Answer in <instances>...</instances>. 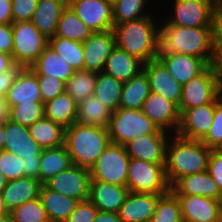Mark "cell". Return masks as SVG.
I'll list each match as a JSON object with an SVG mask.
<instances>
[{
  "label": "cell",
  "instance_id": "obj_1",
  "mask_svg": "<svg viewBox=\"0 0 222 222\" xmlns=\"http://www.w3.org/2000/svg\"><path fill=\"white\" fill-rule=\"evenodd\" d=\"M173 136L166 146L165 175L170 187L183 176L206 172L212 151L199 140Z\"/></svg>",
  "mask_w": 222,
  "mask_h": 222
},
{
  "label": "cell",
  "instance_id": "obj_2",
  "mask_svg": "<svg viewBox=\"0 0 222 222\" xmlns=\"http://www.w3.org/2000/svg\"><path fill=\"white\" fill-rule=\"evenodd\" d=\"M152 16L113 26L116 46L143 63L157 58L159 53V28Z\"/></svg>",
  "mask_w": 222,
  "mask_h": 222
},
{
  "label": "cell",
  "instance_id": "obj_3",
  "mask_svg": "<svg viewBox=\"0 0 222 222\" xmlns=\"http://www.w3.org/2000/svg\"><path fill=\"white\" fill-rule=\"evenodd\" d=\"M159 27V53H182L211 63V27H184L164 21Z\"/></svg>",
  "mask_w": 222,
  "mask_h": 222
},
{
  "label": "cell",
  "instance_id": "obj_4",
  "mask_svg": "<svg viewBox=\"0 0 222 222\" xmlns=\"http://www.w3.org/2000/svg\"><path fill=\"white\" fill-rule=\"evenodd\" d=\"M108 128L75 122L65 128L64 145L74 165L90 167L110 144Z\"/></svg>",
  "mask_w": 222,
  "mask_h": 222
},
{
  "label": "cell",
  "instance_id": "obj_5",
  "mask_svg": "<svg viewBox=\"0 0 222 222\" xmlns=\"http://www.w3.org/2000/svg\"><path fill=\"white\" fill-rule=\"evenodd\" d=\"M108 132L112 143L123 146L141 135L170 134L161 130L141 109L120 107L112 112Z\"/></svg>",
  "mask_w": 222,
  "mask_h": 222
},
{
  "label": "cell",
  "instance_id": "obj_6",
  "mask_svg": "<svg viewBox=\"0 0 222 222\" xmlns=\"http://www.w3.org/2000/svg\"><path fill=\"white\" fill-rule=\"evenodd\" d=\"M127 187L135 193L165 194L171 189L165 175V163H150L130 157Z\"/></svg>",
  "mask_w": 222,
  "mask_h": 222
},
{
  "label": "cell",
  "instance_id": "obj_7",
  "mask_svg": "<svg viewBox=\"0 0 222 222\" xmlns=\"http://www.w3.org/2000/svg\"><path fill=\"white\" fill-rule=\"evenodd\" d=\"M12 31L14 63L31 67L49 45V39L31 21L12 23Z\"/></svg>",
  "mask_w": 222,
  "mask_h": 222
},
{
  "label": "cell",
  "instance_id": "obj_8",
  "mask_svg": "<svg viewBox=\"0 0 222 222\" xmlns=\"http://www.w3.org/2000/svg\"><path fill=\"white\" fill-rule=\"evenodd\" d=\"M129 161L125 146L110 142L90 167L91 180L127 186Z\"/></svg>",
  "mask_w": 222,
  "mask_h": 222
},
{
  "label": "cell",
  "instance_id": "obj_9",
  "mask_svg": "<svg viewBox=\"0 0 222 222\" xmlns=\"http://www.w3.org/2000/svg\"><path fill=\"white\" fill-rule=\"evenodd\" d=\"M221 83L222 74L209 65L201 74L182 86L179 110L214 102L221 95Z\"/></svg>",
  "mask_w": 222,
  "mask_h": 222
},
{
  "label": "cell",
  "instance_id": "obj_10",
  "mask_svg": "<svg viewBox=\"0 0 222 222\" xmlns=\"http://www.w3.org/2000/svg\"><path fill=\"white\" fill-rule=\"evenodd\" d=\"M174 14L166 21L184 27H211L219 7L211 0H174Z\"/></svg>",
  "mask_w": 222,
  "mask_h": 222
},
{
  "label": "cell",
  "instance_id": "obj_11",
  "mask_svg": "<svg viewBox=\"0 0 222 222\" xmlns=\"http://www.w3.org/2000/svg\"><path fill=\"white\" fill-rule=\"evenodd\" d=\"M90 181L89 169L73 164L68 169L50 178L44 185L55 192L80 202L89 198Z\"/></svg>",
  "mask_w": 222,
  "mask_h": 222
},
{
  "label": "cell",
  "instance_id": "obj_12",
  "mask_svg": "<svg viewBox=\"0 0 222 222\" xmlns=\"http://www.w3.org/2000/svg\"><path fill=\"white\" fill-rule=\"evenodd\" d=\"M222 99L220 95L214 102L180 111V124L177 135L201 141L212 125L215 105Z\"/></svg>",
  "mask_w": 222,
  "mask_h": 222
},
{
  "label": "cell",
  "instance_id": "obj_13",
  "mask_svg": "<svg viewBox=\"0 0 222 222\" xmlns=\"http://www.w3.org/2000/svg\"><path fill=\"white\" fill-rule=\"evenodd\" d=\"M68 5L93 32L113 29L112 0H68Z\"/></svg>",
  "mask_w": 222,
  "mask_h": 222
},
{
  "label": "cell",
  "instance_id": "obj_14",
  "mask_svg": "<svg viewBox=\"0 0 222 222\" xmlns=\"http://www.w3.org/2000/svg\"><path fill=\"white\" fill-rule=\"evenodd\" d=\"M115 46L113 30L93 32L83 42V70L103 72L106 60Z\"/></svg>",
  "mask_w": 222,
  "mask_h": 222
},
{
  "label": "cell",
  "instance_id": "obj_15",
  "mask_svg": "<svg viewBox=\"0 0 222 222\" xmlns=\"http://www.w3.org/2000/svg\"><path fill=\"white\" fill-rule=\"evenodd\" d=\"M143 70L149 79L150 92L163 96L179 107L182 85L171 76L165 65L155 58L143 63Z\"/></svg>",
  "mask_w": 222,
  "mask_h": 222
},
{
  "label": "cell",
  "instance_id": "obj_16",
  "mask_svg": "<svg viewBox=\"0 0 222 222\" xmlns=\"http://www.w3.org/2000/svg\"><path fill=\"white\" fill-rule=\"evenodd\" d=\"M141 110L161 130L170 131L171 134L177 132L180 124V111L175 103L159 94L150 92ZM172 128L174 129L172 130Z\"/></svg>",
  "mask_w": 222,
  "mask_h": 222
},
{
  "label": "cell",
  "instance_id": "obj_17",
  "mask_svg": "<svg viewBox=\"0 0 222 222\" xmlns=\"http://www.w3.org/2000/svg\"><path fill=\"white\" fill-rule=\"evenodd\" d=\"M5 142L3 150L26 159H41L42 147L29 134L28 127L8 119L3 123Z\"/></svg>",
  "mask_w": 222,
  "mask_h": 222
},
{
  "label": "cell",
  "instance_id": "obj_18",
  "mask_svg": "<svg viewBox=\"0 0 222 222\" xmlns=\"http://www.w3.org/2000/svg\"><path fill=\"white\" fill-rule=\"evenodd\" d=\"M170 137L168 134H147L132 139L125 145L131 158L150 163H166V146Z\"/></svg>",
  "mask_w": 222,
  "mask_h": 222
},
{
  "label": "cell",
  "instance_id": "obj_19",
  "mask_svg": "<svg viewBox=\"0 0 222 222\" xmlns=\"http://www.w3.org/2000/svg\"><path fill=\"white\" fill-rule=\"evenodd\" d=\"M177 197L183 222H219L221 200L201 195Z\"/></svg>",
  "mask_w": 222,
  "mask_h": 222
},
{
  "label": "cell",
  "instance_id": "obj_20",
  "mask_svg": "<svg viewBox=\"0 0 222 222\" xmlns=\"http://www.w3.org/2000/svg\"><path fill=\"white\" fill-rule=\"evenodd\" d=\"M157 58L182 86L209 66L202 58L182 53H158Z\"/></svg>",
  "mask_w": 222,
  "mask_h": 222
},
{
  "label": "cell",
  "instance_id": "obj_21",
  "mask_svg": "<svg viewBox=\"0 0 222 222\" xmlns=\"http://www.w3.org/2000/svg\"><path fill=\"white\" fill-rule=\"evenodd\" d=\"M160 194L128 192L118 213L122 222H149Z\"/></svg>",
  "mask_w": 222,
  "mask_h": 222
},
{
  "label": "cell",
  "instance_id": "obj_22",
  "mask_svg": "<svg viewBox=\"0 0 222 222\" xmlns=\"http://www.w3.org/2000/svg\"><path fill=\"white\" fill-rule=\"evenodd\" d=\"M128 192L127 186L91 180L88 199L99 211L117 213Z\"/></svg>",
  "mask_w": 222,
  "mask_h": 222
},
{
  "label": "cell",
  "instance_id": "obj_23",
  "mask_svg": "<svg viewBox=\"0 0 222 222\" xmlns=\"http://www.w3.org/2000/svg\"><path fill=\"white\" fill-rule=\"evenodd\" d=\"M5 100L9 109L22 103L43 102L37 75L30 67L21 71L17 80L9 87Z\"/></svg>",
  "mask_w": 222,
  "mask_h": 222
},
{
  "label": "cell",
  "instance_id": "obj_24",
  "mask_svg": "<svg viewBox=\"0 0 222 222\" xmlns=\"http://www.w3.org/2000/svg\"><path fill=\"white\" fill-rule=\"evenodd\" d=\"M171 190L177 196L201 195L222 201V193L207 171L183 176L171 187Z\"/></svg>",
  "mask_w": 222,
  "mask_h": 222
},
{
  "label": "cell",
  "instance_id": "obj_25",
  "mask_svg": "<svg viewBox=\"0 0 222 222\" xmlns=\"http://www.w3.org/2000/svg\"><path fill=\"white\" fill-rule=\"evenodd\" d=\"M42 183L32 177L9 180L1 192L8 211L39 197Z\"/></svg>",
  "mask_w": 222,
  "mask_h": 222
},
{
  "label": "cell",
  "instance_id": "obj_26",
  "mask_svg": "<svg viewBox=\"0 0 222 222\" xmlns=\"http://www.w3.org/2000/svg\"><path fill=\"white\" fill-rule=\"evenodd\" d=\"M142 70L141 60L115 46L106 60L103 72L124 83Z\"/></svg>",
  "mask_w": 222,
  "mask_h": 222
},
{
  "label": "cell",
  "instance_id": "obj_27",
  "mask_svg": "<svg viewBox=\"0 0 222 222\" xmlns=\"http://www.w3.org/2000/svg\"><path fill=\"white\" fill-rule=\"evenodd\" d=\"M68 0H38L31 22L48 39L55 36L59 18Z\"/></svg>",
  "mask_w": 222,
  "mask_h": 222
},
{
  "label": "cell",
  "instance_id": "obj_28",
  "mask_svg": "<svg viewBox=\"0 0 222 222\" xmlns=\"http://www.w3.org/2000/svg\"><path fill=\"white\" fill-rule=\"evenodd\" d=\"M39 199L50 222H65L75 210L78 200L55 192L42 184Z\"/></svg>",
  "mask_w": 222,
  "mask_h": 222
},
{
  "label": "cell",
  "instance_id": "obj_29",
  "mask_svg": "<svg viewBox=\"0 0 222 222\" xmlns=\"http://www.w3.org/2000/svg\"><path fill=\"white\" fill-rule=\"evenodd\" d=\"M36 75L53 76L64 83L73 75L74 69L49 45L43 50L36 62L30 67Z\"/></svg>",
  "mask_w": 222,
  "mask_h": 222
},
{
  "label": "cell",
  "instance_id": "obj_30",
  "mask_svg": "<svg viewBox=\"0 0 222 222\" xmlns=\"http://www.w3.org/2000/svg\"><path fill=\"white\" fill-rule=\"evenodd\" d=\"M73 165L65 145L45 148L41 152L39 181L44 184L50 178Z\"/></svg>",
  "mask_w": 222,
  "mask_h": 222
},
{
  "label": "cell",
  "instance_id": "obj_31",
  "mask_svg": "<svg viewBox=\"0 0 222 222\" xmlns=\"http://www.w3.org/2000/svg\"><path fill=\"white\" fill-rule=\"evenodd\" d=\"M78 103L65 91L44 103L45 117L62 125L64 128L70 127L76 122Z\"/></svg>",
  "mask_w": 222,
  "mask_h": 222
},
{
  "label": "cell",
  "instance_id": "obj_32",
  "mask_svg": "<svg viewBox=\"0 0 222 222\" xmlns=\"http://www.w3.org/2000/svg\"><path fill=\"white\" fill-rule=\"evenodd\" d=\"M112 111L94 95L78 103L76 122L100 128H108Z\"/></svg>",
  "mask_w": 222,
  "mask_h": 222
},
{
  "label": "cell",
  "instance_id": "obj_33",
  "mask_svg": "<svg viewBox=\"0 0 222 222\" xmlns=\"http://www.w3.org/2000/svg\"><path fill=\"white\" fill-rule=\"evenodd\" d=\"M150 93L149 79L144 70L123 83L120 108L142 109Z\"/></svg>",
  "mask_w": 222,
  "mask_h": 222
},
{
  "label": "cell",
  "instance_id": "obj_34",
  "mask_svg": "<svg viewBox=\"0 0 222 222\" xmlns=\"http://www.w3.org/2000/svg\"><path fill=\"white\" fill-rule=\"evenodd\" d=\"M28 131L43 149L64 145L65 128L45 116L29 126Z\"/></svg>",
  "mask_w": 222,
  "mask_h": 222
},
{
  "label": "cell",
  "instance_id": "obj_35",
  "mask_svg": "<svg viewBox=\"0 0 222 222\" xmlns=\"http://www.w3.org/2000/svg\"><path fill=\"white\" fill-rule=\"evenodd\" d=\"M92 33V29L80 20L73 9L67 5L59 18L55 36L83 43Z\"/></svg>",
  "mask_w": 222,
  "mask_h": 222
},
{
  "label": "cell",
  "instance_id": "obj_36",
  "mask_svg": "<svg viewBox=\"0 0 222 222\" xmlns=\"http://www.w3.org/2000/svg\"><path fill=\"white\" fill-rule=\"evenodd\" d=\"M123 82L104 73L97 72L94 96L112 112L120 107Z\"/></svg>",
  "mask_w": 222,
  "mask_h": 222
},
{
  "label": "cell",
  "instance_id": "obj_37",
  "mask_svg": "<svg viewBox=\"0 0 222 222\" xmlns=\"http://www.w3.org/2000/svg\"><path fill=\"white\" fill-rule=\"evenodd\" d=\"M97 72L77 70L65 83V92L79 103L88 96L94 95Z\"/></svg>",
  "mask_w": 222,
  "mask_h": 222
},
{
  "label": "cell",
  "instance_id": "obj_38",
  "mask_svg": "<svg viewBox=\"0 0 222 222\" xmlns=\"http://www.w3.org/2000/svg\"><path fill=\"white\" fill-rule=\"evenodd\" d=\"M49 46L65 59L75 71L83 70L84 52L82 42L53 36L49 38Z\"/></svg>",
  "mask_w": 222,
  "mask_h": 222
},
{
  "label": "cell",
  "instance_id": "obj_39",
  "mask_svg": "<svg viewBox=\"0 0 222 222\" xmlns=\"http://www.w3.org/2000/svg\"><path fill=\"white\" fill-rule=\"evenodd\" d=\"M149 222H183L179 199L171 189L159 197Z\"/></svg>",
  "mask_w": 222,
  "mask_h": 222
},
{
  "label": "cell",
  "instance_id": "obj_40",
  "mask_svg": "<svg viewBox=\"0 0 222 222\" xmlns=\"http://www.w3.org/2000/svg\"><path fill=\"white\" fill-rule=\"evenodd\" d=\"M147 0H112L113 26L141 19L148 15L143 10Z\"/></svg>",
  "mask_w": 222,
  "mask_h": 222
},
{
  "label": "cell",
  "instance_id": "obj_41",
  "mask_svg": "<svg viewBox=\"0 0 222 222\" xmlns=\"http://www.w3.org/2000/svg\"><path fill=\"white\" fill-rule=\"evenodd\" d=\"M9 213L12 222H50L39 197L25 202Z\"/></svg>",
  "mask_w": 222,
  "mask_h": 222
},
{
  "label": "cell",
  "instance_id": "obj_42",
  "mask_svg": "<svg viewBox=\"0 0 222 222\" xmlns=\"http://www.w3.org/2000/svg\"><path fill=\"white\" fill-rule=\"evenodd\" d=\"M43 102H31L19 104L10 108L9 119L20 125L29 127L44 117Z\"/></svg>",
  "mask_w": 222,
  "mask_h": 222
},
{
  "label": "cell",
  "instance_id": "obj_43",
  "mask_svg": "<svg viewBox=\"0 0 222 222\" xmlns=\"http://www.w3.org/2000/svg\"><path fill=\"white\" fill-rule=\"evenodd\" d=\"M222 74V8H219L211 26V63Z\"/></svg>",
  "mask_w": 222,
  "mask_h": 222
},
{
  "label": "cell",
  "instance_id": "obj_44",
  "mask_svg": "<svg viewBox=\"0 0 222 222\" xmlns=\"http://www.w3.org/2000/svg\"><path fill=\"white\" fill-rule=\"evenodd\" d=\"M0 172L8 181L25 177L23 158L9 151L1 150Z\"/></svg>",
  "mask_w": 222,
  "mask_h": 222
},
{
  "label": "cell",
  "instance_id": "obj_45",
  "mask_svg": "<svg viewBox=\"0 0 222 222\" xmlns=\"http://www.w3.org/2000/svg\"><path fill=\"white\" fill-rule=\"evenodd\" d=\"M201 142L211 150L222 149V99L215 105L212 125Z\"/></svg>",
  "mask_w": 222,
  "mask_h": 222
},
{
  "label": "cell",
  "instance_id": "obj_46",
  "mask_svg": "<svg viewBox=\"0 0 222 222\" xmlns=\"http://www.w3.org/2000/svg\"><path fill=\"white\" fill-rule=\"evenodd\" d=\"M43 104L65 91V83L53 76L37 75Z\"/></svg>",
  "mask_w": 222,
  "mask_h": 222
},
{
  "label": "cell",
  "instance_id": "obj_47",
  "mask_svg": "<svg viewBox=\"0 0 222 222\" xmlns=\"http://www.w3.org/2000/svg\"><path fill=\"white\" fill-rule=\"evenodd\" d=\"M38 0H12V21H31Z\"/></svg>",
  "mask_w": 222,
  "mask_h": 222
},
{
  "label": "cell",
  "instance_id": "obj_48",
  "mask_svg": "<svg viewBox=\"0 0 222 222\" xmlns=\"http://www.w3.org/2000/svg\"><path fill=\"white\" fill-rule=\"evenodd\" d=\"M98 209L89 200L80 201L65 222H94Z\"/></svg>",
  "mask_w": 222,
  "mask_h": 222
},
{
  "label": "cell",
  "instance_id": "obj_49",
  "mask_svg": "<svg viewBox=\"0 0 222 222\" xmlns=\"http://www.w3.org/2000/svg\"><path fill=\"white\" fill-rule=\"evenodd\" d=\"M207 172L213 178L222 193V149L211 151Z\"/></svg>",
  "mask_w": 222,
  "mask_h": 222
},
{
  "label": "cell",
  "instance_id": "obj_50",
  "mask_svg": "<svg viewBox=\"0 0 222 222\" xmlns=\"http://www.w3.org/2000/svg\"><path fill=\"white\" fill-rule=\"evenodd\" d=\"M25 67L15 64L8 71L0 74V97H5L9 87L17 80Z\"/></svg>",
  "mask_w": 222,
  "mask_h": 222
},
{
  "label": "cell",
  "instance_id": "obj_51",
  "mask_svg": "<svg viewBox=\"0 0 222 222\" xmlns=\"http://www.w3.org/2000/svg\"><path fill=\"white\" fill-rule=\"evenodd\" d=\"M0 51L12 55L13 51L12 24H0Z\"/></svg>",
  "mask_w": 222,
  "mask_h": 222
},
{
  "label": "cell",
  "instance_id": "obj_52",
  "mask_svg": "<svg viewBox=\"0 0 222 222\" xmlns=\"http://www.w3.org/2000/svg\"><path fill=\"white\" fill-rule=\"evenodd\" d=\"M12 23V0H0V24Z\"/></svg>",
  "mask_w": 222,
  "mask_h": 222
},
{
  "label": "cell",
  "instance_id": "obj_53",
  "mask_svg": "<svg viewBox=\"0 0 222 222\" xmlns=\"http://www.w3.org/2000/svg\"><path fill=\"white\" fill-rule=\"evenodd\" d=\"M40 160L41 159L23 160L25 176L39 180Z\"/></svg>",
  "mask_w": 222,
  "mask_h": 222
},
{
  "label": "cell",
  "instance_id": "obj_54",
  "mask_svg": "<svg viewBox=\"0 0 222 222\" xmlns=\"http://www.w3.org/2000/svg\"><path fill=\"white\" fill-rule=\"evenodd\" d=\"M94 222H122L118 213L99 211Z\"/></svg>",
  "mask_w": 222,
  "mask_h": 222
},
{
  "label": "cell",
  "instance_id": "obj_55",
  "mask_svg": "<svg viewBox=\"0 0 222 222\" xmlns=\"http://www.w3.org/2000/svg\"><path fill=\"white\" fill-rule=\"evenodd\" d=\"M14 65L12 55L0 51V74L8 71Z\"/></svg>",
  "mask_w": 222,
  "mask_h": 222
},
{
  "label": "cell",
  "instance_id": "obj_56",
  "mask_svg": "<svg viewBox=\"0 0 222 222\" xmlns=\"http://www.w3.org/2000/svg\"><path fill=\"white\" fill-rule=\"evenodd\" d=\"M9 106L5 97H0V123H4L9 119Z\"/></svg>",
  "mask_w": 222,
  "mask_h": 222
},
{
  "label": "cell",
  "instance_id": "obj_57",
  "mask_svg": "<svg viewBox=\"0 0 222 222\" xmlns=\"http://www.w3.org/2000/svg\"><path fill=\"white\" fill-rule=\"evenodd\" d=\"M5 142V130L3 123H0V151L3 150Z\"/></svg>",
  "mask_w": 222,
  "mask_h": 222
},
{
  "label": "cell",
  "instance_id": "obj_58",
  "mask_svg": "<svg viewBox=\"0 0 222 222\" xmlns=\"http://www.w3.org/2000/svg\"><path fill=\"white\" fill-rule=\"evenodd\" d=\"M6 214H9V211L6 208L5 203H4V199L2 197V194L0 193V216L6 215Z\"/></svg>",
  "mask_w": 222,
  "mask_h": 222
},
{
  "label": "cell",
  "instance_id": "obj_59",
  "mask_svg": "<svg viewBox=\"0 0 222 222\" xmlns=\"http://www.w3.org/2000/svg\"><path fill=\"white\" fill-rule=\"evenodd\" d=\"M8 180L6 177L0 172V193L3 191L5 186L7 185Z\"/></svg>",
  "mask_w": 222,
  "mask_h": 222
},
{
  "label": "cell",
  "instance_id": "obj_60",
  "mask_svg": "<svg viewBox=\"0 0 222 222\" xmlns=\"http://www.w3.org/2000/svg\"><path fill=\"white\" fill-rule=\"evenodd\" d=\"M0 222H12L10 213L0 216Z\"/></svg>",
  "mask_w": 222,
  "mask_h": 222
},
{
  "label": "cell",
  "instance_id": "obj_61",
  "mask_svg": "<svg viewBox=\"0 0 222 222\" xmlns=\"http://www.w3.org/2000/svg\"><path fill=\"white\" fill-rule=\"evenodd\" d=\"M214 4H216L219 8H222V0H211Z\"/></svg>",
  "mask_w": 222,
  "mask_h": 222
},
{
  "label": "cell",
  "instance_id": "obj_62",
  "mask_svg": "<svg viewBox=\"0 0 222 222\" xmlns=\"http://www.w3.org/2000/svg\"><path fill=\"white\" fill-rule=\"evenodd\" d=\"M219 222H222V203H221V206H220Z\"/></svg>",
  "mask_w": 222,
  "mask_h": 222
}]
</instances>
